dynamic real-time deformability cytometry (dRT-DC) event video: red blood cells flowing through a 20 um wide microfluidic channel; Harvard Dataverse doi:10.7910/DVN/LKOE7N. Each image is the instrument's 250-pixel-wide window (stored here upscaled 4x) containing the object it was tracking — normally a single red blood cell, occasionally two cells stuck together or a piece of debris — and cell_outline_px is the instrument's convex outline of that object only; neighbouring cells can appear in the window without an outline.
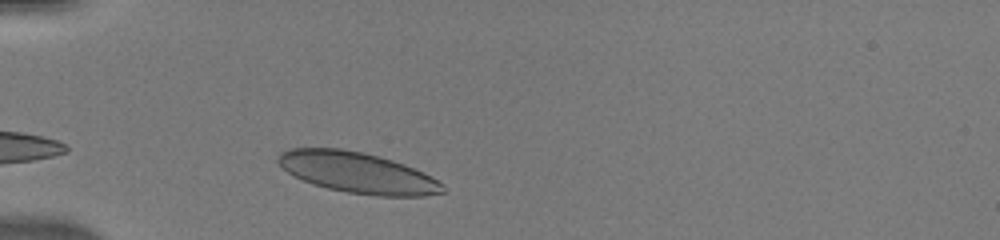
{"species": "human", "species_latin": "Homo sapiens", "temperature_condition": "warm", "stored_images_in_passage": 28, "camera_frame_rate_fps": 3000, "um_per_image_px": 0.085, "donor": {"sex": "male"}, "frame": {"image": 1, "passage_image": 3, "time_ms": 0.667, "image_size_px": [1000, 240], "cell_outline_px": [[444, 192], [424, 196], [376, 196], [348, 192], [328, 188], [304, 180], [288, 172], [276, 160], [280, 152], [292, 148], [340, 148], [360, 152], [392, 160], [404, 164], [424, 172], [432, 176], [444, 184]], "centroid_in_image_um": [30.43, 14.67], "position_along_channel_um": 54.6, "area_um2": 38.78}}
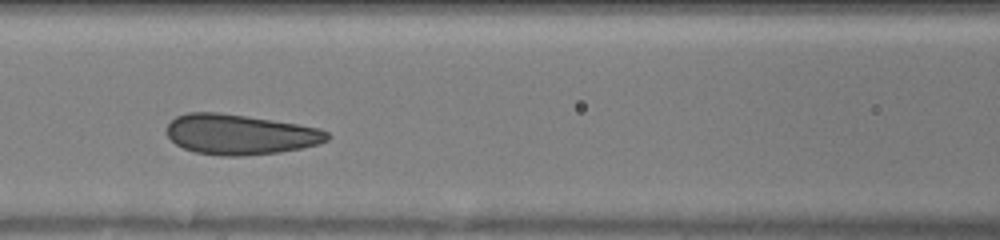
{"frame": {"image": 2, "passage_image": 11, "time_ms": 3.333, "image_size_px": [1000, 240], "cell_outline_px": [[332, 136], [328, 140], [316, 144], [300, 148], [280, 152], [240, 156], [220, 156], [196, 152], [184, 148], [176, 144], [168, 136], [168, 124], [176, 116], [188, 112], [220, 112], [272, 120], [320, 128], [328, 132]], "centroid_in_image_um": [20.41, 11.42], "position_along_channel_um": 146.2, "area_um2": 37.45}}
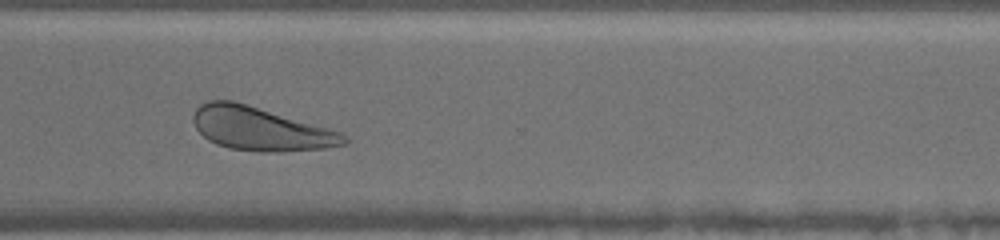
{"frame": {"image": 3, "passage_image": 26, "time_ms": 8.333, "image_size_px": [1000, 240], "cell_outline_px": [[348, 144], [324, 148], [272, 152], [260, 152], [228, 148], [216, 144], [208, 140], [196, 128], [192, 120], [192, 116], [196, 108], [200, 104], [208, 100], [232, 100], [340, 132], [348, 136]], "centroid_in_image_um": [22.1, 10.96], "position_along_channel_um": 348.5, "area_um2": 37.8}}